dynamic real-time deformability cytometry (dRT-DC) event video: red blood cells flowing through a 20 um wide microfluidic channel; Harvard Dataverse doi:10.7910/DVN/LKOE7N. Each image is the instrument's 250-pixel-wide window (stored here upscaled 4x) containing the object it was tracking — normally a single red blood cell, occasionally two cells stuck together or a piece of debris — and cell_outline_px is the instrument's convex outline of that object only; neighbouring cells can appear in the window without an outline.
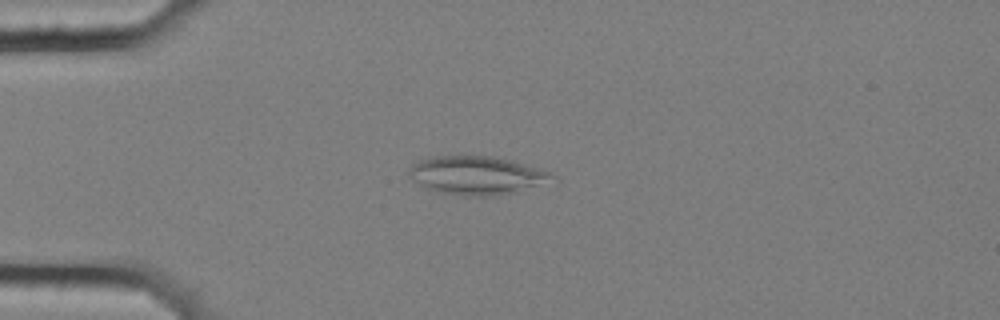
{"species": "common noctule bat (a hibernating species)", "species_latin": "Nyctalus noctula", "temperature_condition": "cold", "stored_images_in_passage": 38, "camera_frame_rate_fps": 3000, "um_per_image_px": 0.085, "animal": {"sex": "female", "body_mass_g": 25.1}, "frame": {"image": 1, "passage_image": 3, "time_ms": 0.667, "image_size_px": [1000, 320], "cell_outline_px": [[560, 180], [516, 192], [492, 196], [460, 196], [436, 192], [424, 188], [412, 180], [408, 176], [408, 172], [412, 164], [420, 160], [432, 156], [496, 156], [512, 160], [548, 172], [556, 176]], "centroid_in_image_um": [40.52, 14.92], "position_along_channel_um": 44.5, "area_um2": 32.6}}
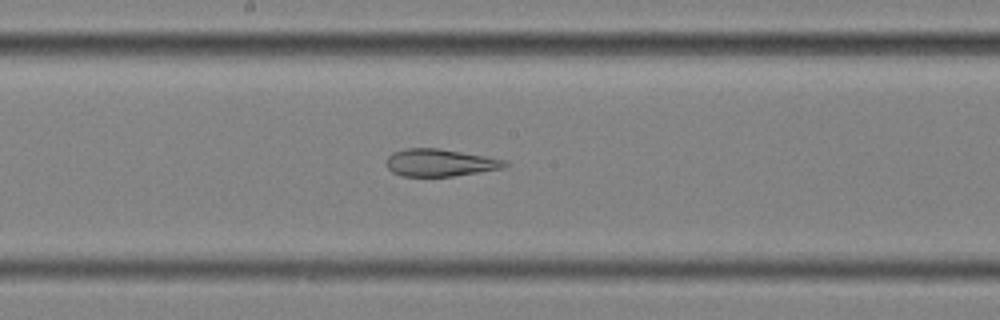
{"frame": {"image": 2, "passage_image": 19, "time_ms": 6.0, "image_size_px": [1000, 320], "cell_outline_px": [[508, 164], [504, 168], [452, 176], [400, 176], [392, 172], [388, 168], [384, 160], [392, 152], [404, 148], [436, 148], [508, 160]], "centroid_in_image_um": [37.35, 13.82], "position_along_channel_um": 210.9, "area_um2": 18.9}}
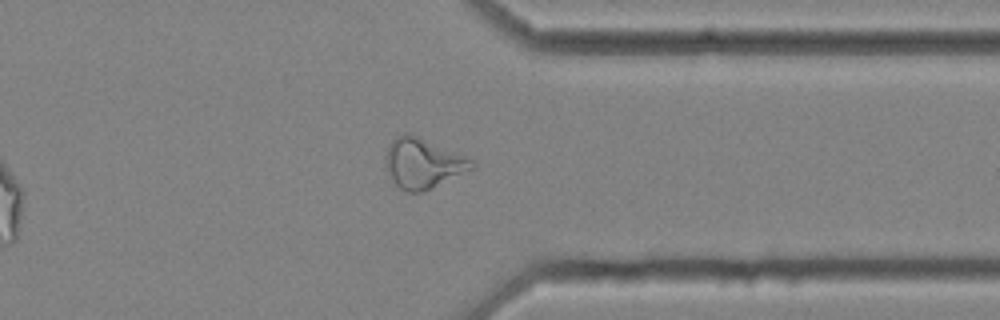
{"frame": {"image": 3, "passage_image": 33, "time_ms": 10.667, "image_size_px": [1000, 320], "cell_outline_px": [[476, 168], [432, 188], [420, 192], [408, 192], [400, 188], [392, 180], [384, 168], [384, 156], [388, 144], [396, 136], [408, 132], [468, 156], [476, 164]], "centroid_in_image_um": [35.95, 13.87], "position_along_channel_um": 375.5, "area_um2": 25.66}, "authors_computed_cell_mechanics": {"area_um2": 20.7791, "velocity_mm_per_s": 3.5711, "shape_relaxation_time_tau1_ms": null, "shape_relaxation_time_tau2_ms": 2.4881, "deformation_change_tau1": null, "deformation_change_tau2": 0.1038}}